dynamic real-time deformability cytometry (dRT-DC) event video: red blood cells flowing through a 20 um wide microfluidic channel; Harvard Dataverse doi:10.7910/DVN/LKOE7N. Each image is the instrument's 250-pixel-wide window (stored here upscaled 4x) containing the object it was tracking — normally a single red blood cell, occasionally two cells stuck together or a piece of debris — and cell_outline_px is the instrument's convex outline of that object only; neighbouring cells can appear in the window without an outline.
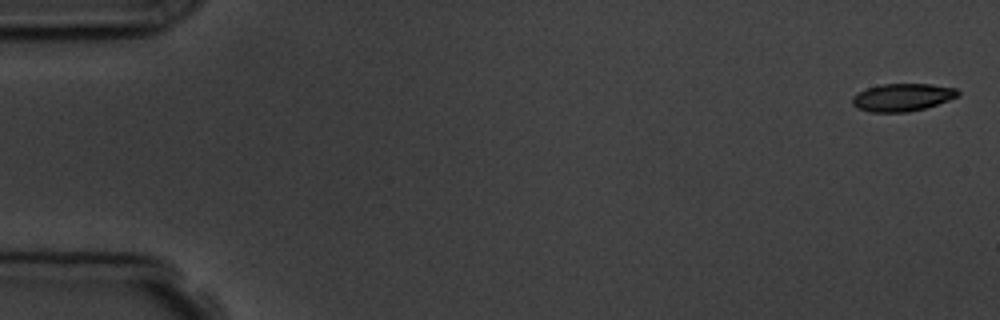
{"species": "common noctule bat (a hibernating species)", "species_latin": "Nyctalus noctula", "temperature_condition": "room temperature", "stored_images_in_passage": 5, "segment_of_instrument_passage": [2, 2], "camera_frame_rate_fps": 3000, "um_per_image_px": 0.085, "animal": {"sex": "male", "body_mass_g": 19.5, "forearm_length_mm": 54.6}, "frame": {"image": 1, "passage_image": 5, "time_ms": 5.667, "image_size_px": [1000, 320], "cell_outline_px": [[960, 96], [924, 108], [908, 112], [868, 112], [856, 108], [852, 104], [852, 96], [868, 88], [880, 84], [932, 84], [956, 88], [960, 92]], "centroid_in_image_um": [76.7, 8.27], "position_along_channel_um": 8.3, "area_um2": 17.05}}